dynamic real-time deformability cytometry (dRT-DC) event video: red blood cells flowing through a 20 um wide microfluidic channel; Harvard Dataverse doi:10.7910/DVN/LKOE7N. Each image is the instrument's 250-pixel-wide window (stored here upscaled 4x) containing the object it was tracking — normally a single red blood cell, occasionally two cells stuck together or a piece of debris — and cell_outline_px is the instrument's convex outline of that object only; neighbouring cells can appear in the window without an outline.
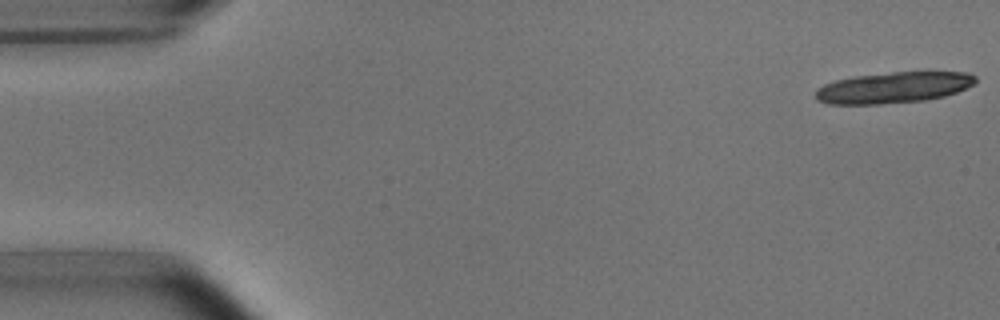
{"species": "common noctule bat (a hibernating species)", "species_latin": "Nyctalus noctula", "temperature_condition": "room temperature", "stored_images_in_passage": 7, "camera_frame_rate_fps": 3000, "um_per_image_px": 0.085, "animal": {"sex": "male", "body_mass_g": 15.6}, "frame": {"image": 1, "passage_image": 1, "time_ms": 0.0, "image_size_px": [1000, 320], "cell_outline_px": [[976, 84], [956, 92], [944, 96], [924, 100], [880, 104], [828, 104], [816, 100], [816, 88], [824, 84], [836, 80], [852, 76], [892, 72], [968, 72], [976, 76]], "centroid_in_image_um": [75.94, 7.44], "position_along_channel_um": 9.1, "area_um2": 29.07}}
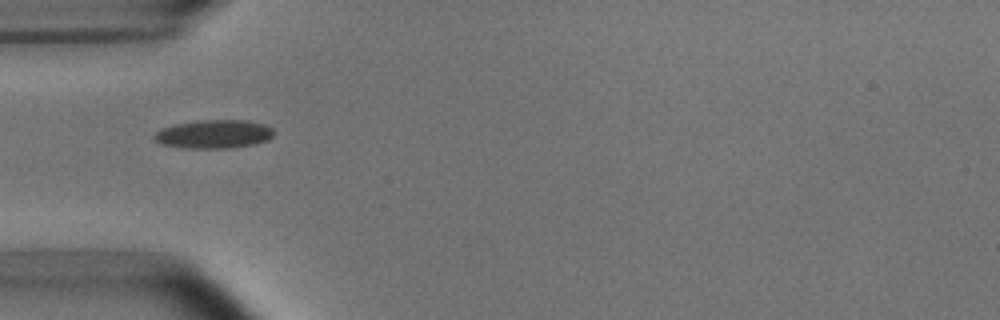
{"frame": {"image": 2, "passage_image": 5, "time_ms": 5.333, "image_size_px": [1000, 320], "cell_outline_px": [[272, 136], [268, 140], [256, 144], [232, 148], [180, 148], [160, 144], [152, 136], [160, 128], [172, 124], [204, 120], [244, 120], [264, 124], [272, 128]], "centroid_in_image_um": [18.14, 11.41], "position_along_channel_um": 66.9, "area_um2": 20.06}}
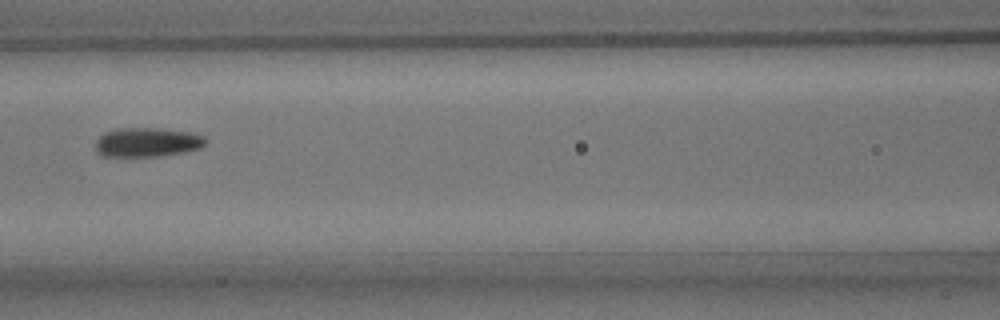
{"frame": {"image": 3, "passage_image": 7, "time_ms": 7.667, "image_size_px": [1000, 320], "cell_outline_px": [[208, 140], [200, 148], [184, 152], [160, 156], [104, 156], [96, 152], [96, 140], [104, 132], [116, 128], [156, 128], [188, 132], [204, 136]], "centroid_in_image_um": [12.5, 12.09], "position_along_channel_um": 154.1, "area_um2": 18.73}}